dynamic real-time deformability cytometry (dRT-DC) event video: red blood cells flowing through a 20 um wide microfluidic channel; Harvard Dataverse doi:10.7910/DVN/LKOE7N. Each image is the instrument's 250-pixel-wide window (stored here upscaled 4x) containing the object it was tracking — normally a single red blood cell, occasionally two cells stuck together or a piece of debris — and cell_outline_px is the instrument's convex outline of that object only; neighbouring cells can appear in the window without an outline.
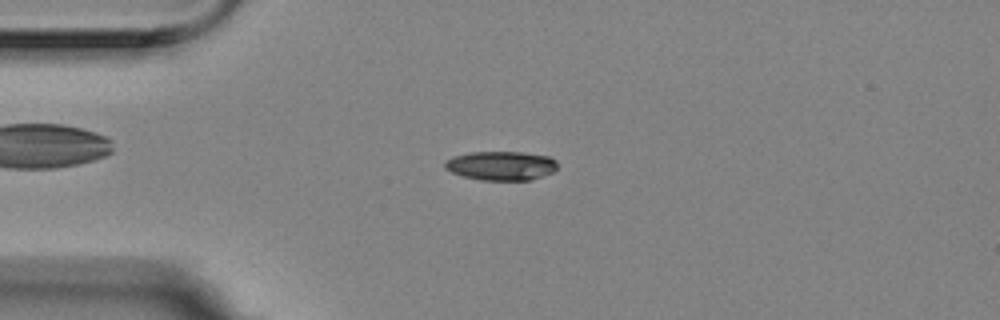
{"species": "Egyptian fruit bat (a non-hibernating species)", "species_latin": "Rousettus aegyptiacus", "temperature_condition": "room temperature", "stored_images_in_passage": 6, "camera_frame_rate_fps": 3000, "um_per_image_px": 0.085, "animal": {"sex": "female"}, "frame": {"image": 1, "passage_image": 3, "time_ms": 0.667, "image_size_px": [1000, 320], "cell_outline_px": [[556, 168], [552, 172], [532, 180], [480, 180], [464, 176], [452, 172], [444, 168], [444, 160], [452, 156], [468, 152], [520, 152], [548, 156], [556, 160]], "centroid_in_image_um": [42.55, 14.08], "position_along_channel_um": 42.4, "area_um2": 19.13}}
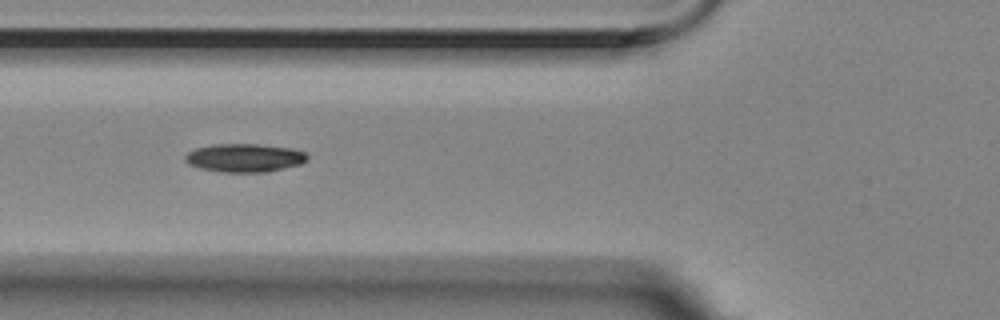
{"frame": {"image": 2, "passage_image": 5, "time_ms": 1.333, "image_size_px": [1000, 320], "cell_outline_px": [[308, 160], [300, 164], [268, 172], [220, 172], [200, 168], [188, 164], [184, 160], [184, 156], [188, 152], [196, 148], [212, 144], [260, 144], [292, 148], [304, 152], [308, 156]], "centroid_in_image_um": [20.78, 13.41], "position_along_channel_um": 105.0, "area_um2": 20.35}}
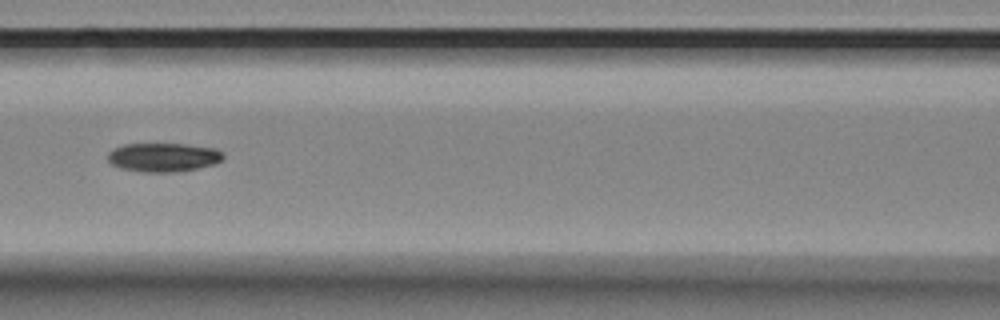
{"frame": {"image": 3, "passage_image": 6, "time_ms": 1.667, "image_size_px": [1000, 320], "cell_outline_px": [[224, 156], [216, 164], [180, 172], [144, 172], [120, 168], [112, 164], [108, 160], [108, 152], [112, 148], [124, 144], [184, 144], [216, 148], [224, 152]], "centroid_in_image_um": [13.9, 13.37], "position_along_channel_um": 152.7, "area_um2": 19.59}}